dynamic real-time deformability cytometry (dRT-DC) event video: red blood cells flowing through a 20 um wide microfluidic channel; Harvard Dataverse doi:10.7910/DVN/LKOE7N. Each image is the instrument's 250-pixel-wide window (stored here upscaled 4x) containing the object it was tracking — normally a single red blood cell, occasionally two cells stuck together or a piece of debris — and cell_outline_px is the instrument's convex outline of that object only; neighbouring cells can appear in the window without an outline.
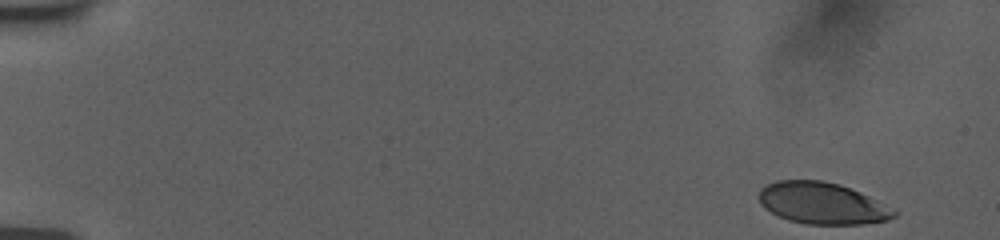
{"species": "human", "species_latin": "Homo sapiens", "temperature_condition": "room temperature", "stored_images_in_passage": 19, "camera_frame_rate_fps": 3000, "um_per_image_px": 0.085, "donor": {"sex": "female"}, "frame": {"image": 1, "passage_image": 1, "time_ms": 0.0, "image_size_px": [1000, 240], "cell_outline_px": [[900, 212], [896, 216], [888, 220], [864, 224], [804, 224], [788, 220], [764, 208], [760, 204], [760, 188], [776, 180], [820, 180], [840, 184], [860, 192], [896, 208]], "centroid_in_image_um": [69.95, 17.28], "position_along_channel_um": 15.1, "area_um2": 33.06}}
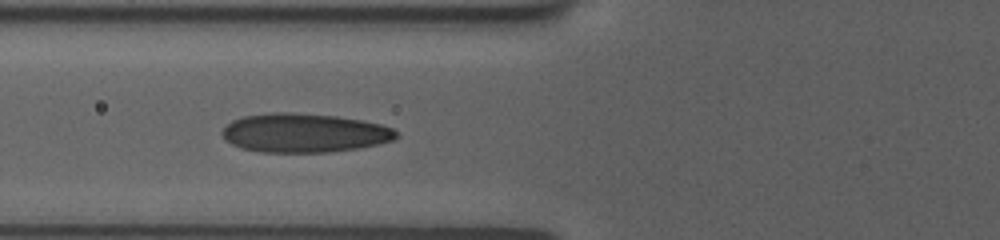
{"frame": {"image": 2, "passage_image": 17, "time_ms": 6.333, "image_size_px": [1000, 240], "cell_outline_px": [[400, 136], [396, 140], [380, 144], [360, 148], [328, 152], [260, 152], [240, 148], [224, 140], [220, 132], [232, 120], [244, 116], [268, 112], [292, 112], [336, 116], [360, 120], [380, 124], [392, 128]], "centroid_in_image_um": [25.85, 11.3], "position_along_channel_um": 99.9, "area_um2": 39.88}}
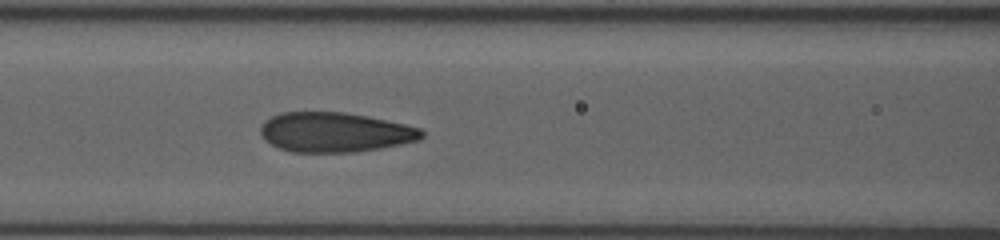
{"frame": {"image": 3, "passage_image": 19, "time_ms": 7.333, "image_size_px": [1000, 240], "cell_outline_px": [[424, 136], [420, 140], [380, 148], [352, 152], [292, 152], [280, 148], [264, 140], [260, 132], [260, 128], [264, 120], [280, 112], [344, 112], [368, 116], [404, 124], [420, 128], [424, 132]], "centroid_in_image_um": [28.45, 11.23], "position_along_channel_um": 138.1, "area_um2": 37.34}}